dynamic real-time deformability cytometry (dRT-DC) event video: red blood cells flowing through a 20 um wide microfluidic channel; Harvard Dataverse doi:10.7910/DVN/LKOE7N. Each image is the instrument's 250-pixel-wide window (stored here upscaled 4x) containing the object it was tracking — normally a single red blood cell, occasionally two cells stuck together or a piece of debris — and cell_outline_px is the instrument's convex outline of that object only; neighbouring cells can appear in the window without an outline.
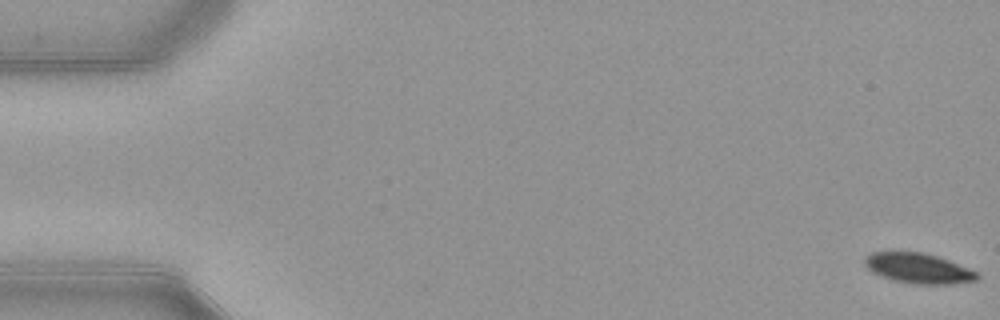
{"species": "common noctule bat (a hibernating species)", "species_latin": "Nyctalus noctula", "temperature_condition": "warm", "stored_images_in_passage": 53, "camera_frame_rate_fps": 3000, "um_per_image_px": 0.085, "animal": {"sex": "female", "body_mass_g": 21.9}, "frame": {"image": 1, "passage_image": 1, "time_ms": 0.0, "image_size_px": [1000, 320], "cell_outline_px": [[980, 276], [976, 280], [948, 284], [916, 284], [892, 280], [872, 272], [864, 264], [864, 256], [872, 252], [924, 252], [948, 260], [968, 268], [976, 272]], "centroid_in_image_um": [78.02, 22.8], "position_along_channel_um": 7.0, "area_um2": 19.59}}
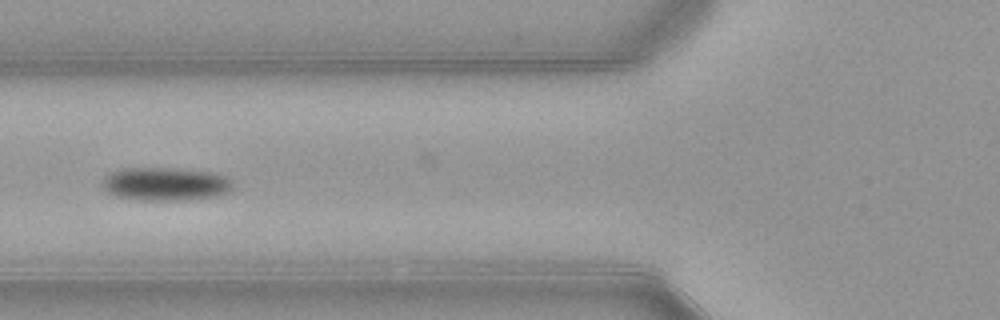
{"frame": {"image": 2, "passage_image": 21, "time_ms": 6.667, "image_size_px": [1000, 320], "cell_outline_px": [[232, 188], [228, 192], [220, 196], [188, 200], [136, 200], [116, 196], [108, 192], [104, 188], [104, 176], [108, 172], [124, 168], [176, 168], [212, 172], [224, 176], [232, 180]], "centroid_in_image_um": [14.08, 15.64], "position_along_channel_um": 111.7, "area_um2": 25.55}}
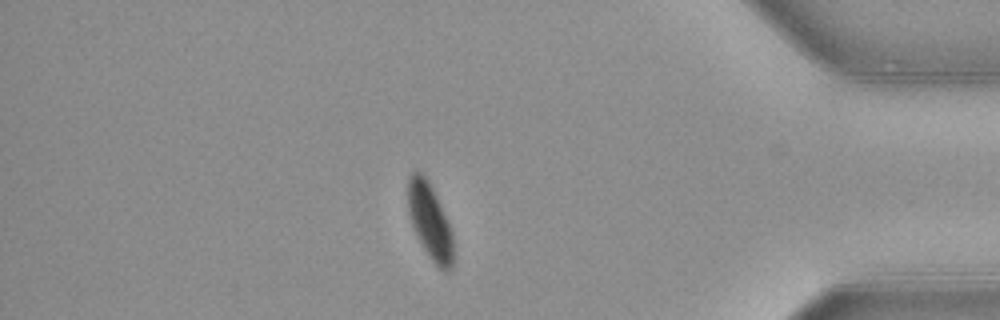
{"frame": {"image": 3, "passage_image": 46, "time_ms": 15.0, "image_size_px": [1000, 320], "cell_outline_px": [[452, 268], [444, 272], [432, 260], [416, 236], [408, 216], [408, 176], [412, 172], [420, 172], [428, 180], [440, 204], [452, 232]], "centroid_in_image_um": [36.51, 18.8], "position_along_channel_um": 398.7, "area_um2": 19.71}, "authors_computed_cell_mechanics": {"area_um2": 23.0622, "velocity_mm_per_s": 3.8922, "shape_relaxation_time_tau1_ms": 2.596, "shape_relaxation_time_tau2_ms": null, "deformation_change_tau1": 0.1179, "deformation_change_tau2": null}}